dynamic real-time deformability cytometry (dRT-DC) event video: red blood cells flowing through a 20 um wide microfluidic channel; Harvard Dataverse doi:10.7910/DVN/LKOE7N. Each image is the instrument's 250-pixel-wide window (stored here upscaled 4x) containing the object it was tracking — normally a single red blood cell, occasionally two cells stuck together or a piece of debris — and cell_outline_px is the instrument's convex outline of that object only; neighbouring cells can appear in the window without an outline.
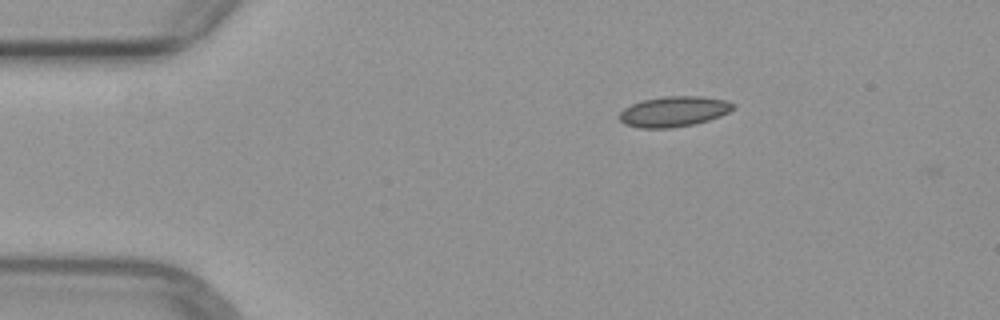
{"species": "common noctule bat (a hibernating species)", "species_latin": "Nyctalus noctula", "temperature_condition": "warm", "stored_images_in_passage": 2, "camera_frame_rate_fps": 3000, "um_per_image_px": 0.085, "animal": {"sex": "female", "body_mass_g": 29.2, "forearm_length_mm": 56.3}, "frame": {"image": 1, "passage_image": 1, "time_ms": 0.0, "image_size_px": [1000, 320], "cell_outline_px": [[736, 108], [720, 116], [708, 120], [692, 124], [672, 128], [640, 128], [624, 124], [620, 120], [620, 112], [624, 108], [632, 104], [644, 100], [664, 96], [700, 96], [728, 100], [736, 104]], "centroid_in_image_um": [57.31, 9.47], "position_along_channel_um": 27.7, "area_um2": 20.17}}